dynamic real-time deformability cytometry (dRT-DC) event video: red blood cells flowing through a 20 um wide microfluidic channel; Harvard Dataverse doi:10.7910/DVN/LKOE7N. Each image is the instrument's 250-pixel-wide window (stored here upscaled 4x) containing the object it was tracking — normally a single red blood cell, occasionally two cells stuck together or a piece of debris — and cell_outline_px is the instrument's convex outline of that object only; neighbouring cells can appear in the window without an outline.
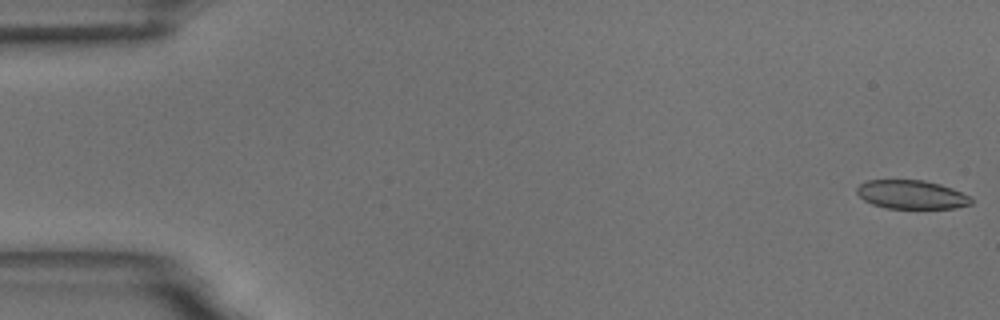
{"species": "common noctule bat (a hibernating species)", "species_latin": "Nyctalus noctula", "temperature_condition": "room temperature", "stored_images_in_passage": 55, "camera_frame_rate_fps": 3000, "um_per_image_px": 0.085, "animal": {"sex": "male", "body_mass_g": 18.8}, "frame": {"image": 1, "passage_image": 1, "time_ms": 0.0, "image_size_px": [1000, 320], "cell_outline_px": [[972, 204], [956, 208], [888, 208], [872, 204], [864, 200], [856, 192], [856, 188], [860, 184], [868, 180], [924, 180], [940, 184], [952, 188], [972, 196]], "centroid_in_image_um": [77.51, 16.54], "position_along_channel_um": 7.5, "area_um2": 19.19}}
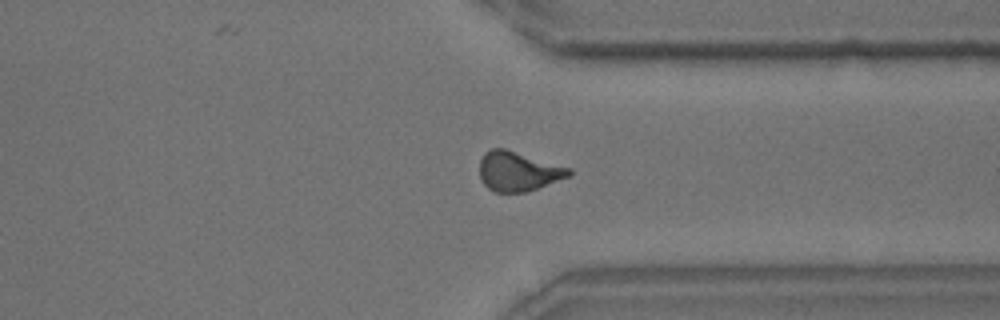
{"frame": {"image": 2, "passage_image": 42, "time_ms": 13.667, "image_size_px": [1000, 320], "cell_outline_px": [[572, 176], [524, 192], [492, 192], [484, 184], [480, 176], [480, 160], [484, 152], [492, 148], [504, 148], [572, 168]], "centroid_in_image_um": [44.06, 14.56], "position_along_channel_um": 367.3, "area_um2": 20.63}}
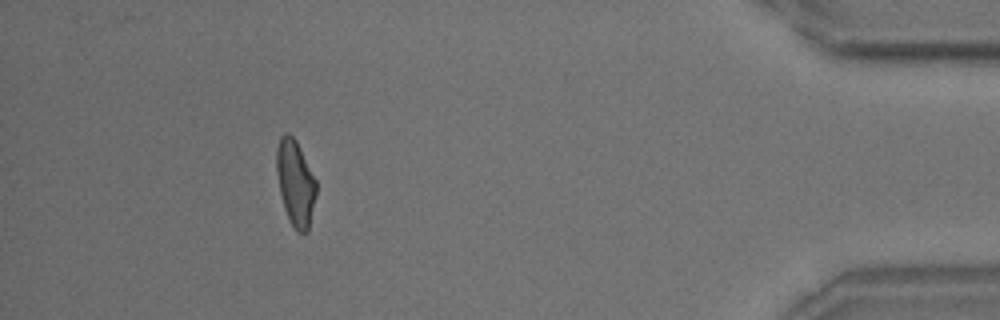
{"frame": {"image": 3, "passage_image": 50, "time_ms": 16.333, "image_size_px": [1000, 320], "cell_outline_px": [[316, 196], [308, 232], [296, 232], [284, 208], [280, 192], [276, 172], [276, 148], [280, 136], [284, 132], [288, 132], [296, 140], [316, 180]], "centroid_in_image_um": [25.1, 15.52], "position_along_channel_um": 410.1, "area_um2": 19.83}, "authors_computed_cell_mechanics": {"area_um2": 20.4612, "velocity_mm_per_s": 3.6794, "shape_relaxation_time_tau1_ms": 10.3962, "shape_relaxation_time_tau2_ms": 1.5201, "deformation_change_tau1": 0.2033, "deformation_change_tau2": 0.073}}